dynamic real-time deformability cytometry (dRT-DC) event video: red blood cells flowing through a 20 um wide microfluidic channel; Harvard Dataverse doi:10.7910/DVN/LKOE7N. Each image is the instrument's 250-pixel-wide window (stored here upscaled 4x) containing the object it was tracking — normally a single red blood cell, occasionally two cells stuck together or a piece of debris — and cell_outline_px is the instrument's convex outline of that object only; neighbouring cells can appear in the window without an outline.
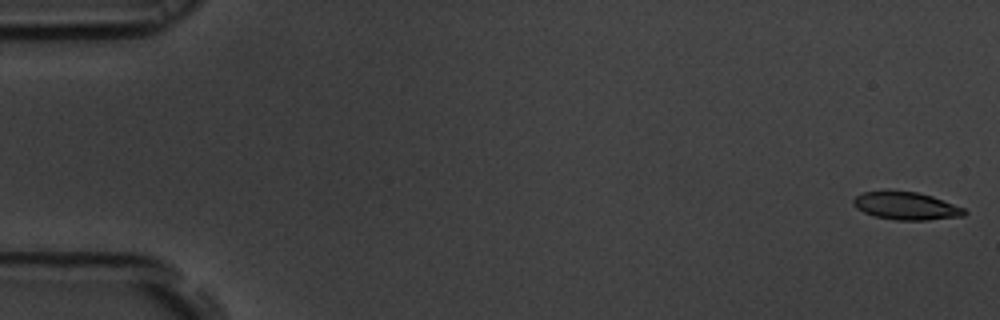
{"species": "common noctule bat (a hibernating species)", "species_latin": "Nyctalus noctula", "temperature_condition": "room temperature", "stored_images_in_passage": 56, "camera_frame_rate_fps": 3000, "um_per_image_px": 0.085, "animal": {"sex": "male", "body_mass_g": 19.5, "forearm_length_mm": 54.6}, "frame": {"image": 1, "passage_image": 1, "time_ms": 0.0, "image_size_px": [1000, 320], "cell_outline_px": [[968, 212], [964, 216], [928, 220], [896, 220], [876, 216], [864, 212], [856, 208], [852, 204], [852, 200], [856, 196], [864, 192], [916, 192], [932, 196], [964, 208]], "centroid_in_image_um": [77.04, 17.52], "position_along_channel_um": 8.0, "area_um2": 17.63}}
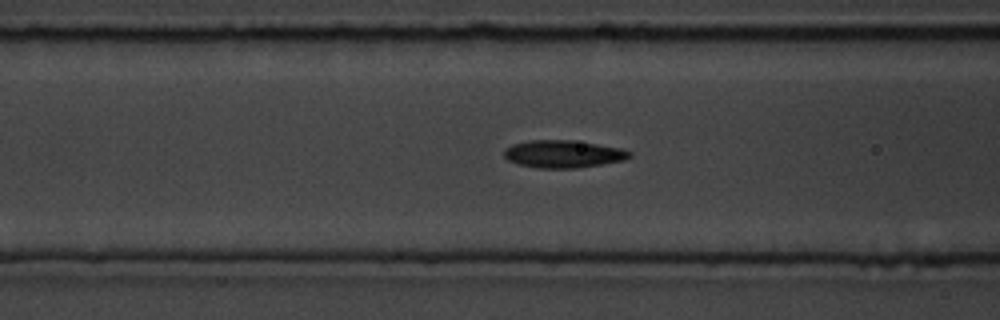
{"frame": {"image": 2, "passage_image": 22, "time_ms": 7.0, "image_size_px": [1000, 320], "cell_outline_px": [[632, 156], [624, 160], [576, 168], [540, 168], [516, 164], [508, 160], [504, 156], [504, 148], [512, 144], [528, 140], [572, 140], [624, 148], [632, 152]], "centroid_in_image_um": [47.87, 13.08], "position_along_channel_um": 118.7, "area_um2": 20.29}}
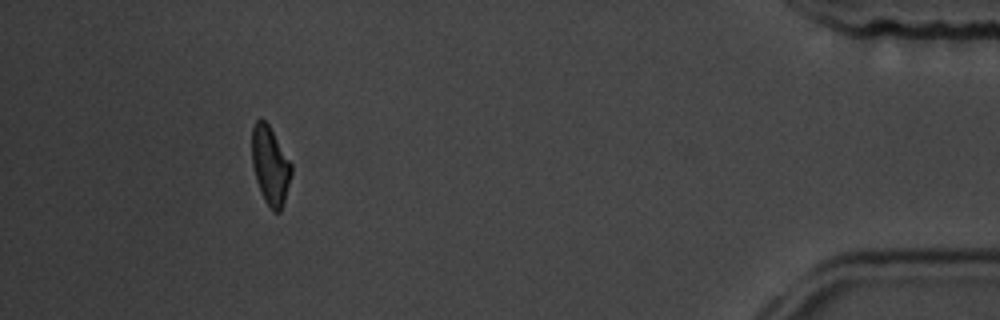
{"frame": {"image": 3, "passage_image": 51, "time_ms": 16.667, "image_size_px": [1000, 320], "cell_outline_px": [[292, 172], [284, 200], [280, 212], [272, 212], [264, 200], [260, 192], [256, 180], [252, 164], [252, 128], [256, 120], [260, 116], [268, 124], [292, 164]], "centroid_in_image_um": [22.95, 14.07], "position_along_channel_um": 412.2, "area_um2": 17.98}, "authors_computed_cell_mechanics": {"area_um2": 19.1029, "velocity_mm_per_s": 3.6695, "shape_relaxation_time_tau1_ms": 4.0182, "shape_relaxation_time_tau2_ms": 3.0946, "deformation_change_tau1": 0.1508, "deformation_change_tau2": 0.096}}